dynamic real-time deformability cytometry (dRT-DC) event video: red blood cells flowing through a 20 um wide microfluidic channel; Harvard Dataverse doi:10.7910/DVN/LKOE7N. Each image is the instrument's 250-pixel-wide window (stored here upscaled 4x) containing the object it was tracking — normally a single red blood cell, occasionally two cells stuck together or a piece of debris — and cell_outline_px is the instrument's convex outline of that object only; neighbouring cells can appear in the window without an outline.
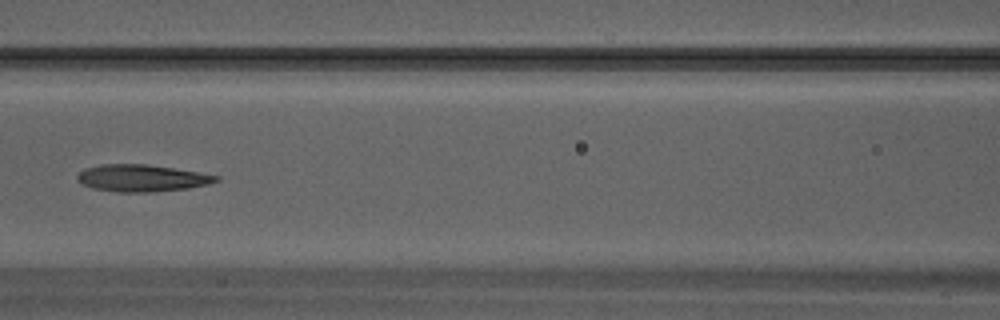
{"species": "Egyptian fruit bat (a non-hibernating species)", "species_latin": "Rousettus aegyptiacus", "temperature_condition": "warm", "stored_images_in_passage": 30, "camera_frame_rate_fps": 3000, "um_per_image_px": 0.085, "animal": {"sex": "male"}, "frame": {"image": 1, "passage_image": 13, "time_ms": 4.0, "image_size_px": [1000, 320], "cell_outline_px": [[220, 180], [208, 184], [188, 188], [156, 192], [116, 192], [92, 188], [76, 180], [76, 176], [84, 168], [104, 164], [148, 164], [220, 176]], "centroid_in_image_um": [12.03, 15.14], "position_along_channel_um": 154.6, "area_um2": 21.79}}
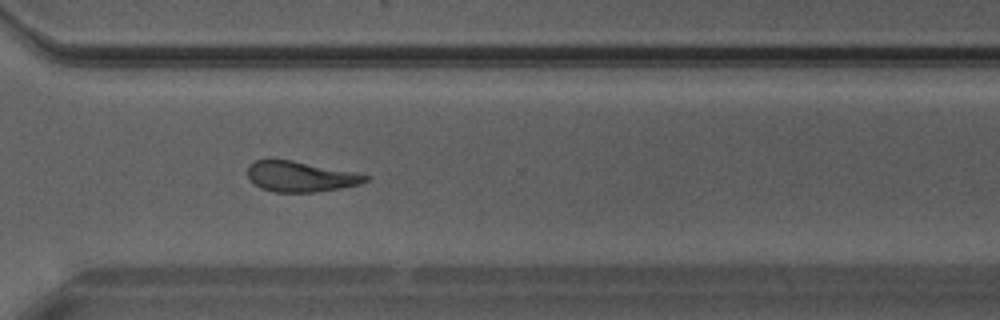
{"frame": {"image": 2, "passage_image": 22, "time_ms": 7.0, "image_size_px": [1000, 320], "cell_outline_px": [[368, 180], [360, 184], [340, 188], [312, 192], [276, 192], [260, 188], [252, 184], [248, 176], [248, 164], [256, 160], [292, 160], [368, 176]], "centroid_in_image_um": [25.45, 15.02], "position_along_channel_um": 345.2, "area_um2": 20.46}}